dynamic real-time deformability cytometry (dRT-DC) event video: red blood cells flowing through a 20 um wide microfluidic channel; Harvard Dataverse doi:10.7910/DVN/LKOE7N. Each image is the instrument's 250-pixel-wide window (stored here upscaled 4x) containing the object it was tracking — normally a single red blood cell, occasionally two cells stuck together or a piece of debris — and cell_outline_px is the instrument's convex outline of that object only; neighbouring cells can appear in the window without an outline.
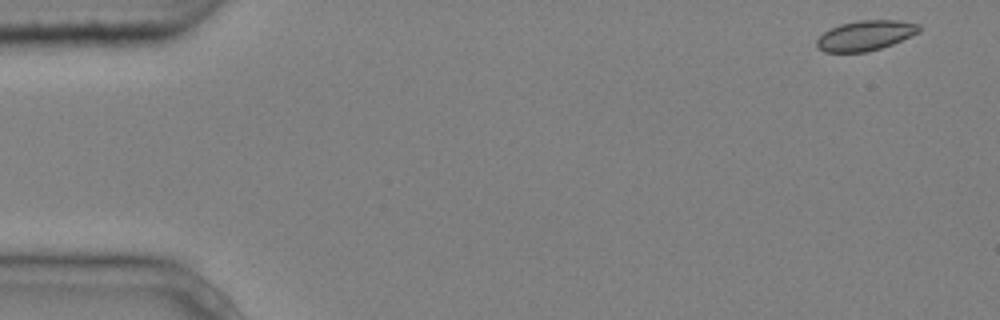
{"species": "common noctule bat (a hibernating species)", "species_latin": "Nyctalus noctula", "temperature_condition": "cold", "stored_images_in_passage": 5, "camera_frame_rate_fps": 3000, "um_per_image_px": 0.085, "animal": {"sex": "male", "body_mass_g": 20.4}, "frame": {"image": 1, "passage_image": 1, "time_ms": 0.0, "image_size_px": [1000, 320], "cell_outline_px": [[924, 28], [920, 32], [892, 44], [880, 48], [864, 52], [824, 52], [816, 48], [816, 40], [824, 32], [840, 24], [860, 20], [900, 20], [920, 24]], "centroid_in_image_um": [73.59, 3.01], "position_along_channel_um": 11.4, "area_um2": 18.03}}
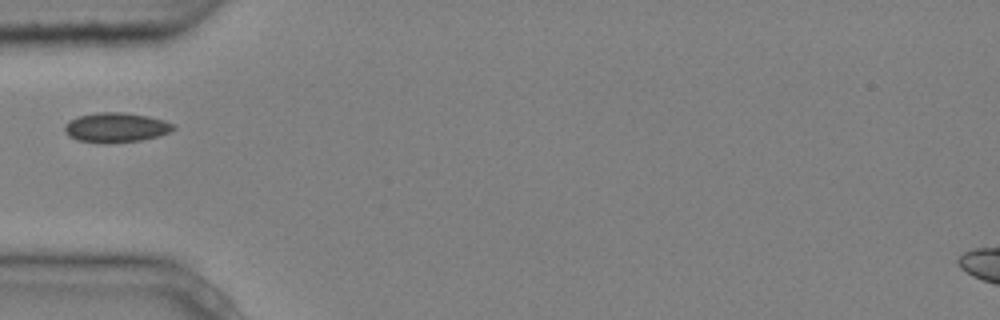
{"frame": {"image": 2, "passage_image": 5, "time_ms": 1.333, "image_size_px": [1000, 320], "cell_outline_px": [[176, 128], [172, 132], [160, 136], [140, 140], [104, 144], [76, 140], [68, 136], [64, 132], [64, 124], [80, 116], [96, 112], [124, 112], [148, 116], [164, 120], [176, 124]], "centroid_in_image_um": [9.89, 10.85], "position_along_channel_um": 75.1, "area_um2": 19.13}}